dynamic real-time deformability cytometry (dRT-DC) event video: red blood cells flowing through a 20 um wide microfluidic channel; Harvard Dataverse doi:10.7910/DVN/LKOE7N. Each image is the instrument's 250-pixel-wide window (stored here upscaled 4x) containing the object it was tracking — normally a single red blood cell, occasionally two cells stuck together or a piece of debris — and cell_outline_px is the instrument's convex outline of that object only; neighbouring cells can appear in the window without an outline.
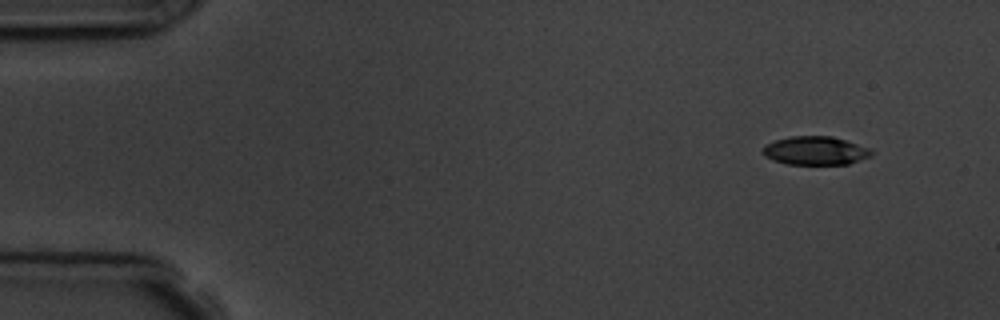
{"species": "common noctule bat (a hibernating species)", "species_latin": "Nyctalus noctula", "temperature_condition": "room temperature", "stored_images_in_passage": 4, "camera_frame_rate_fps": 3000, "um_per_image_px": 0.085, "animal": {"sex": "male", "body_mass_g": 19.5, "forearm_length_mm": 54.6}, "frame": {"image": 1, "passage_image": 1, "time_ms": 0.0, "image_size_px": [1000, 320], "cell_outline_px": [[872, 156], [848, 164], [788, 164], [772, 160], [764, 156], [764, 144], [776, 140], [792, 136], [832, 136], [872, 148]], "centroid_in_image_um": [69.33, 12.8], "position_along_channel_um": 15.7, "area_um2": 18.09}}
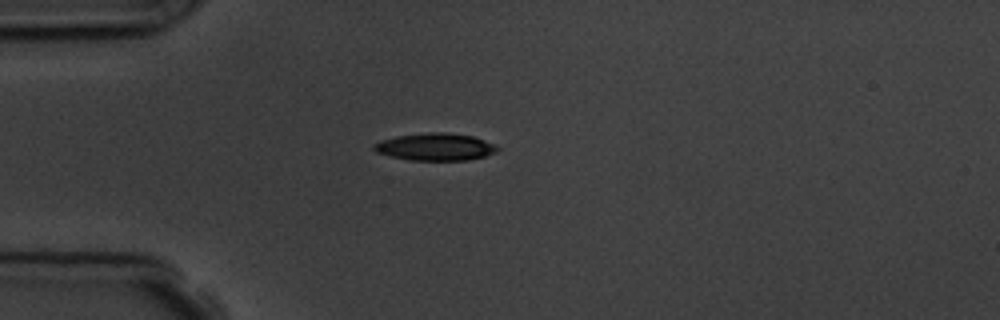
{"frame": {"image": 2, "passage_image": 4, "time_ms": 3.333, "image_size_px": [1000, 320], "cell_outline_px": [[500, 148], [496, 152], [484, 156], [468, 160], [408, 160], [376, 152], [372, 148], [372, 144], [380, 140], [396, 136], [432, 132], [444, 132], [472, 136], [484, 140]], "centroid_in_image_um": [36.97, 12.48], "position_along_channel_um": 48.0, "area_um2": 19.54}}